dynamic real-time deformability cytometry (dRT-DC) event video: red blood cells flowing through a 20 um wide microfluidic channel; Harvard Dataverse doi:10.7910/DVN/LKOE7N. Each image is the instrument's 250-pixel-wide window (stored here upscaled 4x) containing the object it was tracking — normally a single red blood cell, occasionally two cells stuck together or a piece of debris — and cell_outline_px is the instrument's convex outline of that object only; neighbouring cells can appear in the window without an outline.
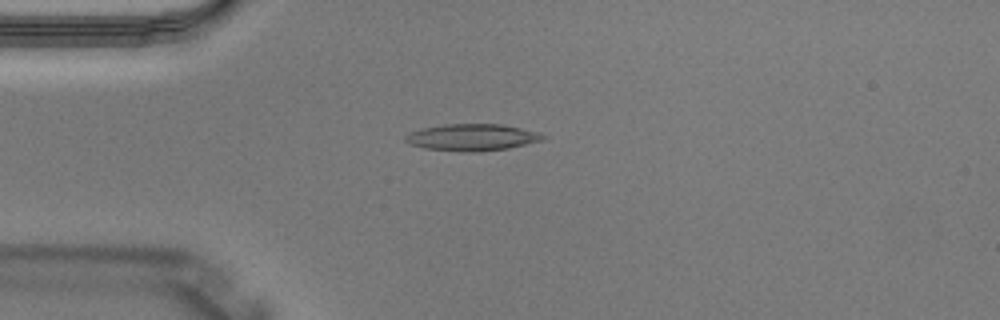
{"species": "Egyptian fruit bat (a non-hibernating species)", "species_latin": "Rousettus aegyptiacus", "temperature_condition": "warm", "stored_images_in_passage": 1, "camera_frame_rate_fps": 3000, "um_per_image_px": 0.085, "animal": {"sex": "male"}, "frame": {"image": 1, "passage_image": 1, "time_ms": 0.0, "image_size_px": [1000, 320], "cell_outline_px": [[548, 136], [544, 140], [508, 148], [480, 152], [468, 152], [424, 148], [412, 144], [404, 140], [404, 136], [408, 132], [420, 128], [444, 124], [500, 124], [540, 132]], "centroid_in_image_um": [40.14, 11.67], "position_along_channel_um": 44.9, "area_um2": 21.62}}